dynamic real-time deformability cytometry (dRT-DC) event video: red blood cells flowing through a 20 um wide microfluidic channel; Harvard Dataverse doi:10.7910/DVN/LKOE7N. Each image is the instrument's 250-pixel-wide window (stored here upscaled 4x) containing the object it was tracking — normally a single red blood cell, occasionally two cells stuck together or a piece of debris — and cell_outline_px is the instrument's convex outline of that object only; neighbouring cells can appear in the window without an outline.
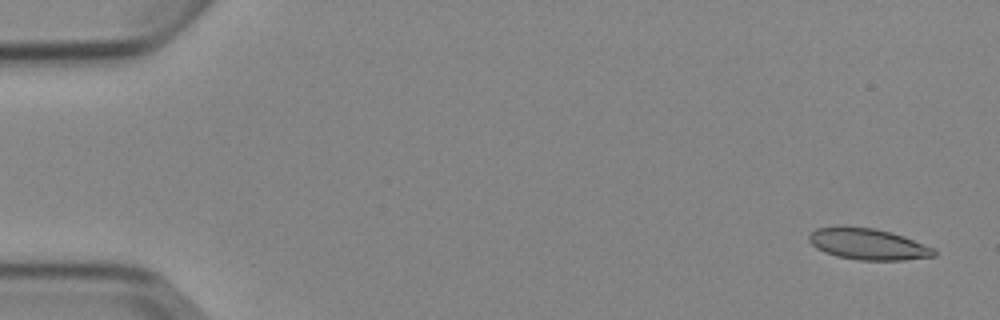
{"species": "Egyptian fruit bat (a non-hibernating species)", "species_latin": "Rousettus aegyptiacus", "temperature_condition": "cold", "stored_images_in_passage": 4, "camera_frame_rate_fps": 3000, "um_per_image_px": 0.085, "animal": {"sex": "female"}, "frame": {"image": 1, "passage_image": 1, "time_ms": 0.0, "image_size_px": [1000, 320], "cell_outline_px": [[936, 256], [904, 260], [860, 260], [836, 256], [824, 252], [816, 248], [808, 240], [808, 236], [816, 228], [872, 228], [904, 236], [932, 248], [936, 252]], "centroid_in_image_um": [73.78, 20.78], "position_along_channel_um": 11.2, "area_um2": 22.14}}
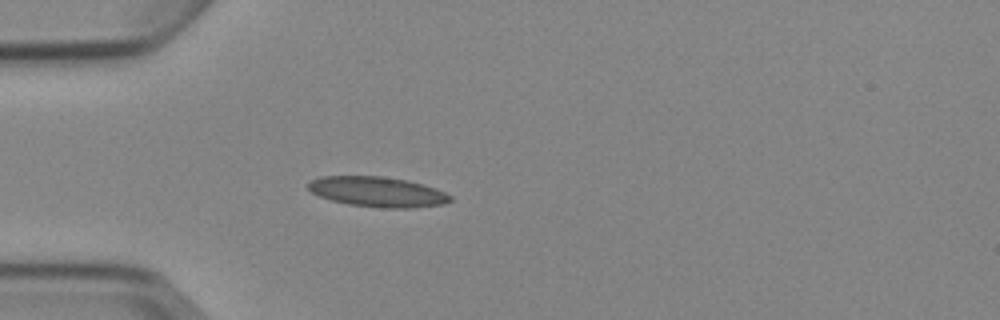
{"frame": {"image": 2, "passage_image": 4, "time_ms": 4.333, "image_size_px": [1000, 320], "cell_outline_px": [[452, 200], [444, 204], [408, 208], [388, 208], [348, 204], [332, 200], [320, 196], [312, 192], [308, 188], [308, 184], [312, 180], [320, 176], [384, 176], [408, 180], [424, 184], [436, 188], [452, 196]], "centroid_in_image_um": [32.12, 16.29], "position_along_channel_um": 52.9, "area_um2": 24.91}}